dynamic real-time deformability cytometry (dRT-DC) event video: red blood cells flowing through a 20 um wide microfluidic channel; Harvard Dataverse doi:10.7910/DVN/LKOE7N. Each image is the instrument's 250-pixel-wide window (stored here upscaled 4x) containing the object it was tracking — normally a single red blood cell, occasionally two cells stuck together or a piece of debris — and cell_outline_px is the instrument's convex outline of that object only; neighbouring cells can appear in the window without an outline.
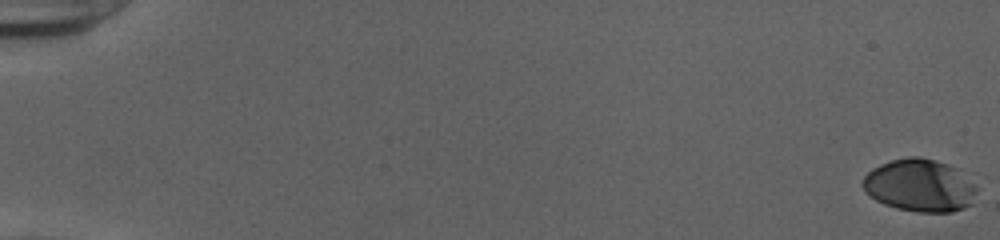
{"species": "human", "species_latin": "Homo sapiens", "temperature_condition": "cold", "stored_images_in_passage": 55, "camera_frame_rate_fps": 3000, "um_per_image_px": 0.085, "donor": {"sex": "female"}, "frame": {"image": 1, "passage_image": 1, "time_ms": 0.0, "image_size_px": [1000, 240], "cell_outline_px": [[976, 192], [972, 204], [964, 208], [952, 212], [916, 212], [896, 208], [884, 204], [876, 200], [860, 184], [864, 176], [872, 168], [880, 164], [892, 160], [908, 156], [920, 156], [936, 160], [960, 168], [976, 188]], "centroid_in_image_um": [78.19, 15.75], "position_along_channel_um": 6.8, "area_um2": 35.2}}
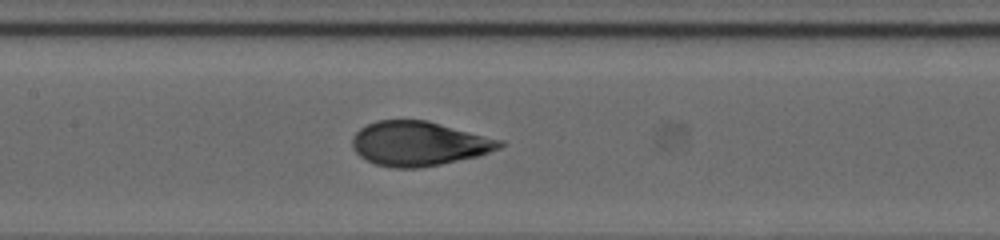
{"frame": {"image": 2, "passage_image": 29, "time_ms": 9.333, "image_size_px": [1000, 240], "cell_outline_px": [[508, 144], [500, 148], [476, 156], [440, 164], [416, 168], [392, 168], [376, 164], [360, 156], [352, 148], [352, 136], [360, 128], [376, 120], [428, 120], [504, 140]], "centroid_in_image_um": [35.62, 12.19], "position_along_channel_um": 171.8, "area_um2": 38.26}}
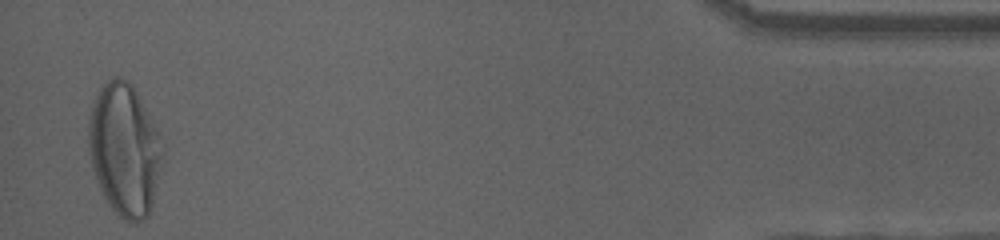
{"frame": {"image": 3, "passage_image": 54, "time_ms": 17.667, "image_size_px": [1000, 240], "cell_outline_px": [[164, 152], [152, 204], [148, 216], [144, 220], [124, 220], [112, 208], [104, 196], [100, 188], [92, 168], [88, 148], [88, 120], [92, 104], [100, 88], [108, 80], [116, 76], [120, 76], [128, 80], [132, 84], [156, 128]], "centroid_in_image_um": [10.56, 12.69], "position_along_channel_um": 424.6, "area_um2": 56.53}, "authors_computed_cell_mechanics": {"area_um2": 37.6856, "velocity_mm_per_s": 3.9023, "shape_relaxation_time_tau1_ms": 5.2105, "shape_relaxation_time_tau2_ms": null, "deformation_change_tau1": 0.2292, "deformation_change_tau2": null}}